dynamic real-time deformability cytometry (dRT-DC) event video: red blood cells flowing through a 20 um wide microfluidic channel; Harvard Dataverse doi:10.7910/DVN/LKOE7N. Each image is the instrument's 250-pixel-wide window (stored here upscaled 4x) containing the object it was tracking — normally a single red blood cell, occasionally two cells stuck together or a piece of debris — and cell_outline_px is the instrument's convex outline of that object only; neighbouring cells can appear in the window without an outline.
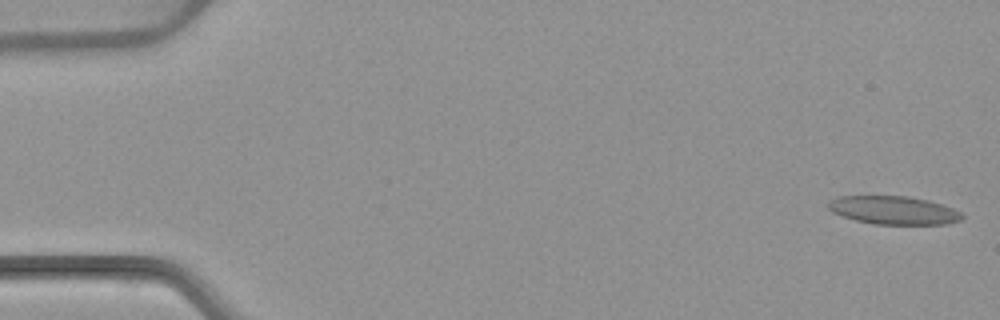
{"species": "common noctule bat (a hibernating species)", "species_latin": "Nyctalus noctula", "temperature_condition": "warm", "stored_images_in_passage": 5, "camera_frame_rate_fps": 3000, "um_per_image_px": 0.085, "animal": {"sex": "female", "body_mass_g": 22.7, "forearm_length_mm": 54.2}, "frame": {"image": 1, "passage_image": 1, "time_ms": 0.0, "image_size_px": [1000, 320], "cell_outline_px": [[964, 216], [960, 220], [948, 224], [872, 224], [856, 220], [832, 212], [828, 208], [828, 200], [840, 196], [908, 196], [928, 200], [952, 208], [960, 212]], "centroid_in_image_um": [75.95, 17.87], "position_along_channel_um": 9.1, "area_um2": 21.96}}
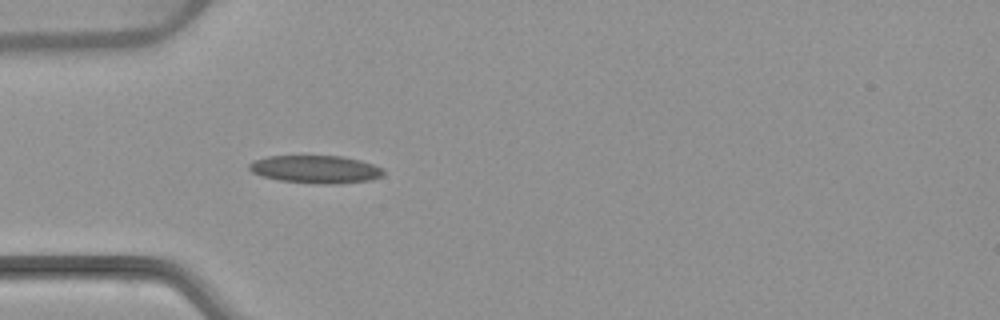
{"frame": {"image": 2, "passage_image": 5, "time_ms": 5.0, "image_size_px": [1000, 320], "cell_outline_px": [[384, 176], [368, 180], [340, 184], [324, 184], [280, 180], [260, 176], [252, 172], [248, 168], [248, 164], [252, 160], [268, 156], [340, 156], [360, 160], [384, 168]], "centroid_in_image_um": [26.82, 14.39], "position_along_channel_um": 58.2, "area_um2": 21.85}}